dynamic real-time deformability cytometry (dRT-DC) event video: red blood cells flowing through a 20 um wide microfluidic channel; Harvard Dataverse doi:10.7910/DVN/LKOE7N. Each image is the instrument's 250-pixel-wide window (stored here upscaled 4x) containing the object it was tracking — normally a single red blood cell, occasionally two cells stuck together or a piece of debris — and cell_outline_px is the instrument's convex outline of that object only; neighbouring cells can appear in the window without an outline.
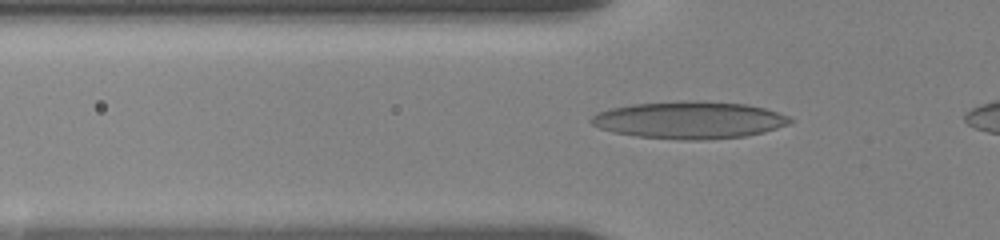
{"species": "human", "species_latin": "Homo sapiens", "temperature_condition": "room temperature", "stored_images_in_passage": 60, "camera_frame_rate_fps": 3000, "um_per_image_px": 0.085, "donor": {"sex": "female"}, "frame": {"image": 1, "passage_image": 12, "time_ms": 2.0, "image_size_px": [1000, 240], "cell_outline_px": [[796, 120], [788, 124], [764, 132], [744, 136], [700, 140], [680, 140], [636, 136], [612, 132], [600, 128], [592, 124], [588, 120], [596, 112], [612, 108], [632, 104], [684, 100], [696, 100], [748, 104], [764, 108], [788, 116]], "centroid_in_image_um": [58.58, 10.2], "position_along_channel_um": 67.2, "area_um2": 43.35}}
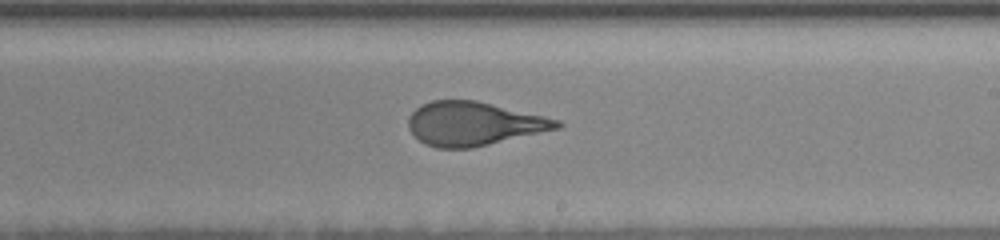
{"frame": {"image": 2, "passage_image": 36, "time_ms": 7.0, "image_size_px": [1000, 240], "cell_outline_px": [[564, 124], [560, 128], [472, 148], [436, 148], [424, 144], [408, 128], [408, 116], [420, 104], [432, 100], [476, 100], [544, 116], [560, 120]], "centroid_in_image_um": [40.25, 10.51], "position_along_channel_um": 248.8, "area_um2": 37.86}}
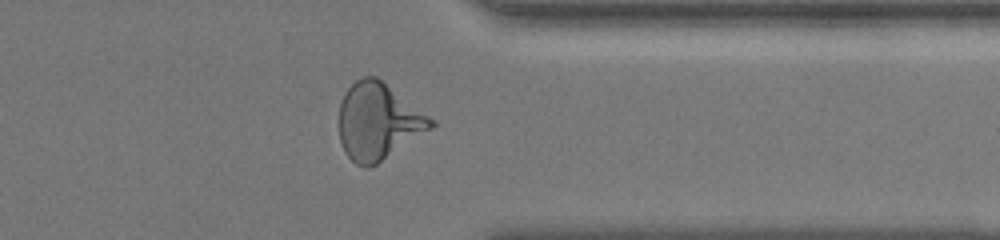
{"frame": {"image": 3, "passage_image": 54, "time_ms": 10.667, "image_size_px": [1000, 240], "cell_outline_px": [[436, 124], [432, 128], [376, 164], [368, 168], [364, 168], [356, 164], [344, 152], [340, 140], [340, 104], [344, 92], [356, 80], [364, 76], [376, 76], [436, 120]], "centroid_in_image_um": [32.15, 10.32], "position_along_channel_um": 379.2, "area_um2": 40.81}}